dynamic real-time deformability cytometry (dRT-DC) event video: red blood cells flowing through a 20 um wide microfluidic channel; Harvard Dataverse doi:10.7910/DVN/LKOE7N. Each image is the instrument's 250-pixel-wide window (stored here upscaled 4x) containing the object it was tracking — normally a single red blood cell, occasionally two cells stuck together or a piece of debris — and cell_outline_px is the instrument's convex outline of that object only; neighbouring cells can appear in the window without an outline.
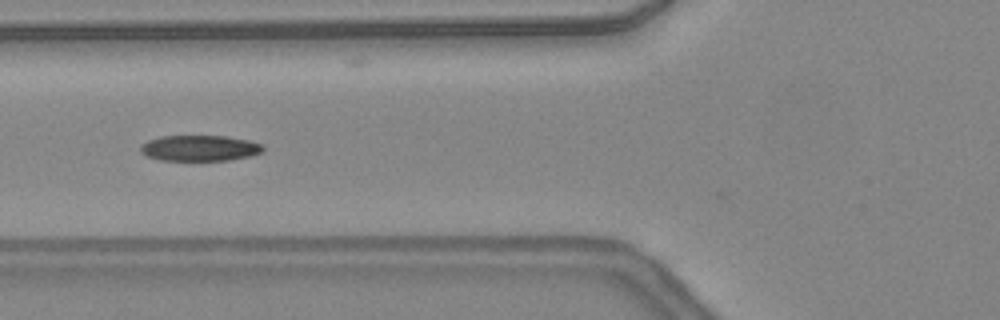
{"species": "common noctule bat (a hibernating species)", "species_latin": "Nyctalus noctula", "temperature_condition": "warm", "stored_images_in_passage": 43, "camera_frame_rate_fps": 3000, "um_per_image_px": 0.085, "animal": {"sex": "female", "body_mass_g": 24.6, "forearm_length_mm": 56.2}, "frame": {"image": 1, "passage_image": 19, "time_ms": 6.0, "image_size_px": [1000, 320], "cell_outline_px": [[264, 152], [252, 156], [228, 160], [160, 160], [148, 156], [140, 152], [140, 144], [148, 140], [160, 136], [228, 136], [248, 140], [264, 144]], "centroid_in_image_um": [17.01, 12.58], "position_along_channel_um": 108.8, "area_um2": 18.61}, "authors_computed_cell_mechanics": {"area_um2": 18.6694, "velocity_mm_per_s": 4.4092, "shape_relaxation_time_tau1_ms": null, "shape_relaxation_time_tau2_ms": 2.6289, "deformation_change_tau1": null, "deformation_change_tau2": 0.087}}